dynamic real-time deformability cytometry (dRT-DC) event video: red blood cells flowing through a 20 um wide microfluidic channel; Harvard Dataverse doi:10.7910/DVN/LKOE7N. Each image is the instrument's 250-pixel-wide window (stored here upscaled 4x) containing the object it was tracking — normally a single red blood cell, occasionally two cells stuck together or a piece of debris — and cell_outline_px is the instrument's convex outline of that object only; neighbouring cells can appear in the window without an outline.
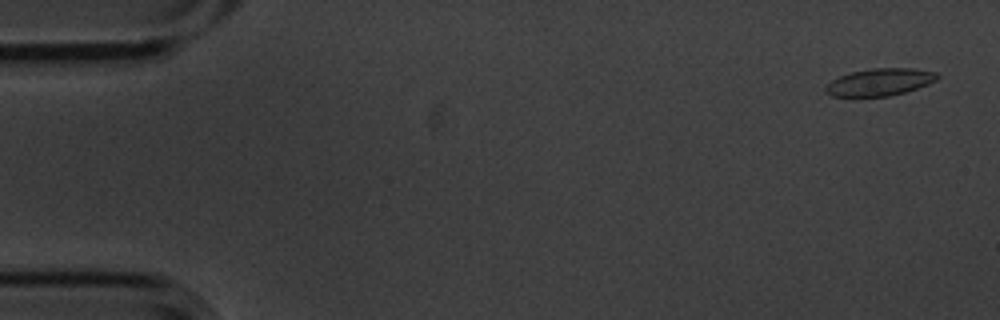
{"species": "common noctule bat (a hibernating species)", "species_latin": "Nyctalus noctula", "temperature_condition": "cold", "stored_images_in_passage": 4, "camera_frame_rate_fps": 3000, "um_per_image_px": 0.085, "animal": {"sex": "male", "body_mass_g": 20.1, "forearm_length_mm": 53.5}, "frame": {"image": 1, "passage_image": 1, "time_ms": 0.0, "image_size_px": [1000, 320], "cell_outline_px": [[940, 76], [936, 80], [928, 84], [904, 92], [888, 96], [856, 100], [832, 96], [824, 92], [824, 88], [832, 80], [840, 76], [852, 72], [872, 68], [912, 68], [936, 72]], "centroid_in_image_um": [74.7, 7.03], "position_along_channel_um": 10.3, "area_um2": 18.38}}